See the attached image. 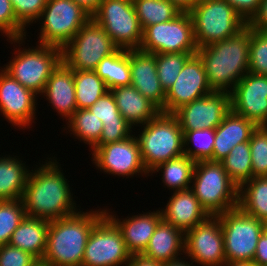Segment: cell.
Listing matches in <instances>:
<instances>
[{
	"instance_id": "obj_1",
	"label": "cell",
	"mask_w": 267,
	"mask_h": 266,
	"mask_svg": "<svg viewBox=\"0 0 267 266\" xmlns=\"http://www.w3.org/2000/svg\"><path fill=\"white\" fill-rule=\"evenodd\" d=\"M54 158L55 156L47 157L44 164H40L38 168L36 165L29 172L22 196L28 217L51 221L78 212L69 181L63 170H60L61 164Z\"/></svg>"
},
{
	"instance_id": "obj_2",
	"label": "cell",
	"mask_w": 267,
	"mask_h": 266,
	"mask_svg": "<svg viewBox=\"0 0 267 266\" xmlns=\"http://www.w3.org/2000/svg\"><path fill=\"white\" fill-rule=\"evenodd\" d=\"M105 215V209L78 211L51 220L47 231L44 256L40 263L47 266H81L85 247L94 225Z\"/></svg>"
},
{
	"instance_id": "obj_3",
	"label": "cell",
	"mask_w": 267,
	"mask_h": 266,
	"mask_svg": "<svg viewBox=\"0 0 267 266\" xmlns=\"http://www.w3.org/2000/svg\"><path fill=\"white\" fill-rule=\"evenodd\" d=\"M250 27L237 35L198 48L207 82L213 91L231 92L249 72Z\"/></svg>"
},
{
	"instance_id": "obj_4",
	"label": "cell",
	"mask_w": 267,
	"mask_h": 266,
	"mask_svg": "<svg viewBox=\"0 0 267 266\" xmlns=\"http://www.w3.org/2000/svg\"><path fill=\"white\" fill-rule=\"evenodd\" d=\"M141 128L136 138L149 174L159 164L184 154L183 132L173 113L160 112Z\"/></svg>"
},
{
	"instance_id": "obj_5",
	"label": "cell",
	"mask_w": 267,
	"mask_h": 266,
	"mask_svg": "<svg viewBox=\"0 0 267 266\" xmlns=\"http://www.w3.org/2000/svg\"><path fill=\"white\" fill-rule=\"evenodd\" d=\"M24 39L26 40V37L7 39L11 44H19V48L12 53L13 59H10L3 69L26 89L41 96L52 71L62 61V49L39 44L36 48L33 46L21 50Z\"/></svg>"
},
{
	"instance_id": "obj_6",
	"label": "cell",
	"mask_w": 267,
	"mask_h": 266,
	"mask_svg": "<svg viewBox=\"0 0 267 266\" xmlns=\"http://www.w3.org/2000/svg\"><path fill=\"white\" fill-rule=\"evenodd\" d=\"M191 189L209 216L238 207L239 187L230 179L222 162L195 163Z\"/></svg>"
},
{
	"instance_id": "obj_7",
	"label": "cell",
	"mask_w": 267,
	"mask_h": 266,
	"mask_svg": "<svg viewBox=\"0 0 267 266\" xmlns=\"http://www.w3.org/2000/svg\"><path fill=\"white\" fill-rule=\"evenodd\" d=\"M189 13L198 48L235 36L247 26L225 0H199Z\"/></svg>"
},
{
	"instance_id": "obj_8",
	"label": "cell",
	"mask_w": 267,
	"mask_h": 266,
	"mask_svg": "<svg viewBox=\"0 0 267 266\" xmlns=\"http://www.w3.org/2000/svg\"><path fill=\"white\" fill-rule=\"evenodd\" d=\"M224 236L226 262H253L256 247L266 223L249 216L239 207L217 216Z\"/></svg>"
},
{
	"instance_id": "obj_9",
	"label": "cell",
	"mask_w": 267,
	"mask_h": 266,
	"mask_svg": "<svg viewBox=\"0 0 267 266\" xmlns=\"http://www.w3.org/2000/svg\"><path fill=\"white\" fill-rule=\"evenodd\" d=\"M90 19L91 16L73 0H47L38 19L43 23L37 44L63 49Z\"/></svg>"
},
{
	"instance_id": "obj_10",
	"label": "cell",
	"mask_w": 267,
	"mask_h": 266,
	"mask_svg": "<svg viewBox=\"0 0 267 266\" xmlns=\"http://www.w3.org/2000/svg\"><path fill=\"white\" fill-rule=\"evenodd\" d=\"M91 19L105 30L118 48H140L143 30L132 0H102Z\"/></svg>"
},
{
	"instance_id": "obj_11",
	"label": "cell",
	"mask_w": 267,
	"mask_h": 266,
	"mask_svg": "<svg viewBox=\"0 0 267 266\" xmlns=\"http://www.w3.org/2000/svg\"><path fill=\"white\" fill-rule=\"evenodd\" d=\"M117 49L105 30L90 19L62 49V61L73 70H95Z\"/></svg>"
},
{
	"instance_id": "obj_12",
	"label": "cell",
	"mask_w": 267,
	"mask_h": 266,
	"mask_svg": "<svg viewBox=\"0 0 267 266\" xmlns=\"http://www.w3.org/2000/svg\"><path fill=\"white\" fill-rule=\"evenodd\" d=\"M139 50L152 54L197 52L190 13L181 12L168 22L147 26Z\"/></svg>"
},
{
	"instance_id": "obj_13",
	"label": "cell",
	"mask_w": 267,
	"mask_h": 266,
	"mask_svg": "<svg viewBox=\"0 0 267 266\" xmlns=\"http://www.w3.org/2000/svg\"><path fill=\"white\" fill-rule=\"evenodd\" d=\"M130 257L120 229L105 214L90 232L81 266H126Z\"/></svg>"
},
{
	"instance_id": "obj_14",
	"label": "cell",
	"mask_w": 267,
	"mask_h": 266,
	"mask_svg": "<svg viewBox=\"0 0 267 266\" xmlns=\"http://www.w3.org/2000/svg\"><path fill=\"white\" fill-rule=\"evenodd\" d=\"M130 136L127 139L99 145L92 150L91 160L96 168L105 174L124 176L126 178L134 175L150 176L143 165L141 158L140 147L135 136ZM138 173V174H137Z\"/></svg>"
},
{
	"instance_id": "obj_15",
	"label": "cell",
	"mask_w": 267,
	"mask_h": 266,
	"mask_svg": "<svg viewBox=\"0 0 267 266\" xmlns=\"http://www.w3.org/2000/svg\"><path fill=\"white\" fill-rule=\"evenodd\" d=\"M186 259L200 266H223L226 262L224 236L217 216L205 221L185 233Z\"/></svg>"
},
{
	"instance_id": "obj_16",
	"label": "cell",
	"mask_w": 267,
	"mask_h": 266,
	"mask_svg": "<svg viewBox=\"0 0 267 266\" xmlns=\"http://www.w3.org/2000/svg\"><path fill=\"white\" fill-rule=\"evenodd\" d=\"M230 111V93L213 91L181 106L173 114L178 119L182 131H192L205 128L216 129Z\"/></svg>"
},
{
	"instance_id": "obj_17",
	"label": "cell",
	"mask_w": 267,
	"mask_h": 266,
	"mask_svg": "<svg viewBox=\"0 0 267 266\" xmlns=\"http://www.w3.org/2000/svg\"><path fill=\"white\" fill-rule=\"evenodd\" d=\"M37 97L3 68L0 69V113L13 127L30 128L36 119Z\"/></svg>"
},
{
	"instance_id": "obj_18",
	"label": "cell",
	"mask_w": 267,
	"mask_h": 266,
	"mask_svg": "<svg viewBox=\"0 0 267 266\" xmlns=\"http://www.w3.org/2000/svg\"><path fill=\"white\" fill-rule=\"evenodd\" d=\"M212 92L202 60L194 54L186 61L176 81L166 91L164 108L161 112L174 113L181 106Z\"/></svg>"
},
{
	"instance_id": "obj_19",
	"label": "cell",
	"mask_w": 267,
	"mask_h": 266,
	"mask_svg": "<svg viewBox=\"0 0 267 266\" xmlns=\"http://www.w3.org/2000/svg\"><path fill=\"white\" fill-rule=\"evenodd\" d=\"M231 110L254 122L267 125V76L248 72L230 92Z\"/></svg>"
},
{
	"instance_id": "obj_20",
	"label": "cell",
	"mask_w": 267,
	"mask_h": 266,
	"mask_svg": "<svg viewBox=\"0 0 267 266\" xmlns=\"http://www.w3.org/2000/svg\"><path fill=\"white\" fill-rule=\"evenodd\" d=\"M130 72L131 85L162 110L166 92L158 78L156 56L139 49L130 50Z\"/></svg>"
},
{
	"instance_id": "obj_21",
	"label": "cell",
	"mask_w": 267,
	"mask_h": 266,
	"mask_svg": "<svg viewBox=\"0 0 267 266\" xmlns=\"http://www.w3.org/2000/svg\"><path fill=\"white\" fill-rule=\"evenodd\" d=\"M105 214L120 229L127 251L131 255H141L145 251L159 221L162 219L161 211L158 209L153 212L129 216L122 221L107 208Z\"/></svg>"
},
{
	"instance_id": "obj_22",
	"label": "cell",
	"mask_w": 267,
	"mask_h": 266,
	"mask_svg": "<svg viewBox=\"0 0 267 266\" xmlns=\"http://www.w3.org/2000/svg\"><path fill=\"white\" fill-rule=\"evenodd\" d=\"M41 95L46 97L45 99L52 105L53 110L55 109L67 122L78 109L73 69L61 61L52 71Z\"/></svg>"
},
{
	"instance_id": "obj_23",
	"label": "cell",
	"mask_w": 267,
	"mask_h": 266,
	"mask_svg": "<svg viewBox=\"0 0 267 266\" xmlns=\"http://www.w3.org/2000/svg\"><path fill=\"white\" fill-rule=\"evenodd\" d=\"M161 211L162 219L186 233L205 221L209 215L202 208L194 191L189 188L175 191Z\"/></svg>"
},
{
	"instance_id": "obj_24",
	"label": "cell",
	"mask_w": 267,
	"mask_h": 266,
	"mask_svg": "<svg viewBox=\"0 0 267 266\" xmlns=\"http://www.w3.org/2000/svg\"><path fill=\"white\" fill-rule=\"evenodd\" d=\"M257 125L232 110L215 129L213 161L221 162L238 144L249 142Z\"/></svg>"
},
{
	"instance_id": "obj_25",
	"label": "cell",
	"mask_w": 267,
	"mask_h": 266,
	"mask_svg": "<svg viewBox=\"0 0 267 266\" xmlns=\"http://www.w3.org/2000/svg\"><path fill=\"white\" fill-rule=\"evenodd\" d=\"M182 252L185 253V233L161 219L141 256L165 263L181 257Z\"/></svg>"
},
{
	"instance_id": "obj_26",
	"label": "cell",
	"mask_w": 267,
	"mask_h": 266,
	"mask_svg": "<svg viewBox=\"0 0 267 266\" xmlns=\"http://www.w3.org/2000/svg\"><path fill=\"white\" fill-rule=\"evenodd\" d=\"M103 123L99 145L118 142L132 136V126L123 118L114 95L108 91L88 108Z\"/></svg>"
},
{
	"instance_id": "obj_27",
	"label": "cell",
	"mask_w": 267,
	"mask_h": 266,
	"mask_svg": "<svg viewBox=\"0 0 267 266\" xmlns=\"http://www.w3.org/2000/svg\"><path fill=\"white\" fill-rule=\"evenodd\" d=\"M110 91L114 95L119 112L133 128L146 124L161 112L132 85L116 87Z\"/></svg>"
},
{
	"instance_id": "obj_28",
	"label": "cell",
	"mask_w": 267,
	"mask_h": 266,
	"mask_svg": "<svg viewBox=\"0 0 267 266\" xmlns=\"http://www.w3.org/2000/svg\"><path fill=\"white\" fill-rule=\"evenodd\" d=\"M49 224V220L26 216L13 231L8 244L31 254L41 262L46 250Z\"/></svg>"
},
{
	"instance_id": "obj_29",
	"label": "cell",
	"mask_w": 267,
	"mask_h": 266,
	"mask_svg": "<svg viewBox=\"0 0 267 266\" xmlns=\"http://www.w3.org/2000/svg\"><path fill=\"white\" fill-rule=\"evenodd\" d=\"M18 156L5 155L0 157V200L22 199L29 166Z\"/></svg>"
},
{
	"instance_id": "obj_30",
	"label": "cell",
	"mask_w": 267,
	"mask_h": 266,
	"mask_svg": "<svg viewBox=\"0 0 267 266\" xmlns=\"http://www.w3.org/2000/svg\"><path fill=\"white\" fill-rule=\"evenodd\" d=\"M94 71L109 91L131 85L130 50L118 48L113 54L103 58Z\"/></svg>"
},
{
	"instance_id": "obj_31",
	"label": "cell",
	"mask_w": 267,
	"mask_h": 266,
	"mask_svg": "<svg viewBox=\"0 0 267 266\" xmlns=\"http://www.w3.org/2000/svg\"><path fill=\"white\" fill-rule=\"evenodd\" d=\"M238 207L267 224V177H256L239 187Z\"/></svg>"
},
{
	"instance_id": "obj_32",
	"label": "cell",
	"mask_w": 267,
	"mask_h": 266,
	"mask_svg": "<svg viewBox=\"0 0 267 266\" xmlns=\"http://www.w3.org/2000/svg\"><path fill=\"white\" fill-rule=\"evenodd\" d=\"M195 161L185 154L154 168L150 175L161 171L162 183L173 192L191 188Z\"/></svg>"
},
{
	"instance_id": "obj_33",
	"label": "cell",
	"mask_w": 267,
	"mask_h": 266,
	"mask_svg": "<svg viewBox=\"0 0 267 266\" xmlns=\"http://www.w3.org/2000/svg\"><path fill=\"white\" fill-rule=\"evenodd\" d=\"M75 98L78 109L91 107L109 89L94 70H73Z\"/></svg>"
},
{
	"instance_id": "obj_34",
	"label": "cell",
	"mask_w": 267,
	"mask_h": 266,
	"mask_svg": "<svg viewBox=\"0 0 267 266\" xmlns=\"http://www.w3.org/2000/svg\"><path fill=\"white\" fill-rule=\"evenodd\" d=\"M67 130L75 139L89 145L91 151L99 146V139L103 129L102 121L89 109H77L66 123Z\"/></svg>"
},
{
	"instance_id": "obj_35",
	"label": "cell",
	"mask_w": 267,
	"mask_h": 266,
	"mask_svg": "<svg viewBox=\"0 0 267 266\" xmlns=\"http://www.w3.org/2000/svg\"><path fill=\"white\" fill-rule=\"evenodd\" d=\"M140 26L168 22L178 16L180 11L169 0H132Z\"/></svg>"
},
{
	"instance_id": "obj_36",
	"label": "cell",
	"mask_w": 267,
	"mask_h": 266,
	"mask_svg": "<svg viewBox=\"0 0 267 266\" xmlns=\"http://www.w3.org/2000/svg\"><path fill=\"white\" fill-rule=\"evenodd\" d=\"M249 142L236 145L221 161L230 179L240 187L253 178Z\"/></svg>"
},
{
	"instance_id": "obj_37",
	"label": "cell",
	"mask_w": 267,
	"mask_h": 266,
	"mask_svg": "<svg viewBox=\"0 0 267 266\" xmlns=\"http://www.w3.org/2000/svg\"><path fill=\"white\" fill-rule=\"evenodd\" d=\"M182 132L184 141V154L186 156L195 162L209 160L213 161L215 129L205 128ZM191 144L193 145V148L190 146Z\"/></svg>"
},
{
	"instance_id": "obj_38",
	"label": "cell",
	"mask_w": 267,
	"mask_h": 266,
	"mask_svg": "<svg viewBox=\"0 0 267 266\" xmlns=\"http://www.w3.org/2000/svg\"><path fill=\"white\" fill-rule=\"evenodd\" d=\"M196 52L154 54L161 87L166 92L176 81L186 61Z\"/></svg>"
},
{
	"instance_id": "obj_39",
	"label": "cell",
	"mask_w": 267,
	"mask_h": 266,
	"mask_svg": "<svg viewBox=\"0 0 267 266\" xmlns=\"http://www.w3.org/2000/svg\"><path fill=\"white\" fill-rule=\"evenodd\" d=\"M25 217L22 199L0 200V246L8 244L13 231Z\"/></svg>"
},
{
	"instance_id": "obj_40",
	"label": "cell",
	"mask_w": 267,
	"mask_h": 266,
	"mask_svg": "<svg viewBox=\"0 0 267 266\" xmlns=\"http://www.w3.org/2000/svg\"><path fill=\"white\" fill-rule=\"evenodd\" d=\"M253 178L267 177V125L257 126L249 140Z\"/></svg>"
},
{
	"instance_id": "obj_41",
	"label": "cell",
	"mask_w": 267,
	"mask_h": 266,
	"mask_svg": "<svg viewBox=\"0 0 267 266\" xmlns=\"http://www.w3.org/2000/svg\"><path fill=\"white\" fill-rule=\"evenodd\" d=\"M249 72L267 76V31L250 27Z\"/></svg>"
},
{
	"instance_id": "obj_42",
	"label": "cell",
	"mask_w": 267,
	"mask_h": 266,
	"mask_svg": "<svg viewBox=\"0 0 267 266\" xmlns=\"http://www.w3.org/2000/svg\"><path fill=\"white\" fill-rule=\"evenodd\" d=\"M0 32L8 39L26 37V28L17 20L10 0H0Z\"/></svg>"
},
{
	"instance_id": "obj_43",
	"label": "cell",
	"mask_w": 267,
	"mask_h": 266,
	"mask_svg": "<svg viewBox=\"0 0 267 266\" xmlns=\"http://www.w3.org/2000/svg\"><path fill=\"white\" fill-rule=\"evenodd\" d=\"M17 20L28 27L33 22H38L47 0H10Z\"/></svg>"
},
{
	"instance_id": "obj_44",
	"label": "cell",
	"mask_w": 267,
	"mask_h": 266,
	"mask_svg": "<svg viewBox=\"0 0 267 266\" xmlns=\"http://www.w3.org/2000/svg\"><path fill=\"white\" fill-rule=\"evenodd\" d=\"M40 263L31 254L10 244L0 246V266H36Z\"/></svg>"
},
{
	"instance_id": "obj_45",
	"label": "cell",
	"mask_w": 267,
	"mask_h": 266,
	"mask_svg": "<svg viewBox=\"0 0 267 266\" xmlns=\"http://www.w3.org/2000/svg\"><path fill=\"white\" fill-rule=\"evenodd\" d=\"M247 23L258 11L261 0H225Z\"/></svg>"
},
{
	"instance_id": "obj_46",
	"label": "cell",
	"mask_w": 267,
	"mask_h": 266,
	"mask_svg": "<svg viewBox=\"0 0 267 266\" xmlns=\"http://www.w3.org/2000/svg\"><path fill=\"white\" fill-rule=\"evenodd\" d=\"M247 25L254 29L267 31V0H261L258 11Z\"/></svg>"
},
{
	"instance_id": "obj_47",
	"label": "cell",
	"mask_w": 267,
	"mask_h": 266,
	"mask_svg": "<svg viewBox=\"0 0 267 266\" xmlns=\"http://www.w3.org/2000/svg\"><path fill=\"white\" fill-rule=\"evenodd\" d=\"M256 266H267V231L265 230L257 243L256 252L253 257Z\"/></svg>"
},
{
	"instance_id": "obj_48",
	"label": "cell",
	"mask_w": 267,
	"mask_h": 266,
	"mask_svg": "<svg viewBox=\"0 0 267 266\" xmlns=\"http://www.w3.org/2000/svg\"><path fill=\"white\" fill-rule=\"evenodd\" d=\"M126 266H163V263L146 259L141 255H131Z\"/></svg>"
},
{
	"instance_id": "obj_49",
	"label": "cell",
	"mask_w": 267,
	"mask_h": 266,
	"mask_svg": "<svg viewBox=\"0 0 267 266\" xmlns=\"http://www.w3.org/2000/svg\"><path fill=\"white\" fill-rule=\"evenodd\" d=\"M82 9H84L90 16H92L98 9L102 0H73Z\"/></svg>"
},
{
	"instance_id": "obj_50",
	"label": "cell",
	"mask_w": 267,
	"mask_h": 266,
	"mask_svg": "<svg viewBox=\"0 0 267 266\" xmlns=\"http://www.w3.org/2000/svg\"><path fill=\"white\" fill-rule=\"evenodd\" d=\"M182 12H190L199 0H169Z\"/></svg>"
},
{
	"instance_id": "obj_51",
	"label": "cell",
	"mask_w": 267,
	"mask_h": 266,
	"mask_svg": "<svg viewBox=\"0 0 267 266\" xmlns=\"http://www.w3.org/2000/svg\"><path fill=\"white\" fill-rule=\"evenodd\" d=\"M182 257L165 262L163 263V266H196V264L193 265V261L190 263V261L189 262L186 261L185 256H182Z\"/></svg>"
},
{
	"instance_id": "obj_52",
	"label": "cell",
	"mask_w": 267,
	"mask_h": 266,
	"mask_svg": "<svg viewBox=\"0 0 267 266\" xmlns=\"http://www.w3.org/2000/svg\"><path fill=\"white\" fill-rule=\"evenodd\" d=\"M223 266H256L253 262H225Z\"/></svg>"
},
{
	"instance_id": "obj_53",
	"label": "cell",
	"mask_w": 267,
	"mask_h": 266,
	"mask_svg": "<svg viewBox=\"0 0 267 266\" xmlns=\"http://www.w3.org/2000/svg\"><path fill=\"white\" fill-rule=\"evenodd\" d=\"M36 266H47V265H44L42 263H38Z\"/></svg>"
}]
</instances>
